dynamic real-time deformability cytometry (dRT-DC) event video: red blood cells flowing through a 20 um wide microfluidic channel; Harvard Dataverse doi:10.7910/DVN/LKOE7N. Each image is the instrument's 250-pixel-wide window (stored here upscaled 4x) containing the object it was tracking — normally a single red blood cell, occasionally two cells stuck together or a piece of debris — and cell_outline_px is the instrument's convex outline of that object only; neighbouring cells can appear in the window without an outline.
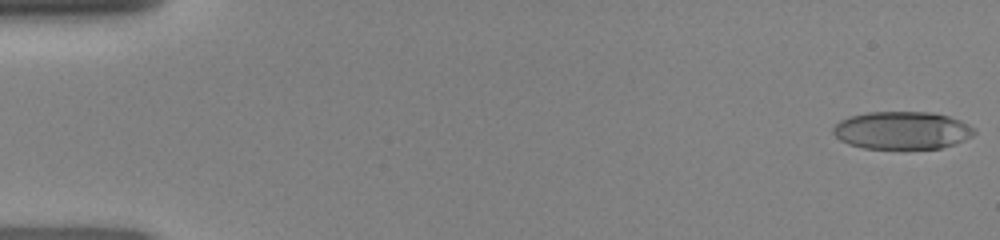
{"species": "human", "species_latin": "Homo sapiens", "temperature_condition": "room temperature", "stored_images_in_passage": 46, "camera_frame_rate_fps": 3000, "um_per_image_px": 0.085, "donor": {"sex": "female"}, "frame": {"image": 1, "passage_image": 1, "time_ms": 0.0, "image_size_px": [1000, 240], "cell_outline_px": [[976, 132], [972, 136], [964, 140], [940, 148], [864, 148], [848, 144], [840, 140], [832, 132], [832, 128], [840, 120], [848, 116], [868, 112], [932, 112], [948, 116], [960, 120], [976, 128]], "centroid_in_image_um": [76.66, 11.07], "position_along_channel_um": 8.3, "area_um2": 31.04}}
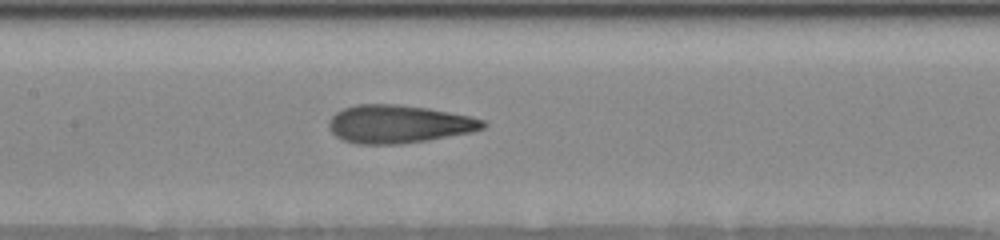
{"frame": {"image": 2, "passage_image": 23, "time_ms": 7.333, "image_size_px": [1000, 240], "cell_outline_px": [[488, 124], [484, 128], [472, 132], [428, 140], [400, 144], [356, 144], [344, 140], [336, 136], [328, 128], [328, 120], [336, 112], [344, 108], [356, 104], [396, 104], [428, 108], [472, 116], [484, 120]], "centroid_in_image_um": [33.89, 10.54], "position_along_channel_um": 173.5, "area_um2": 34.39}}
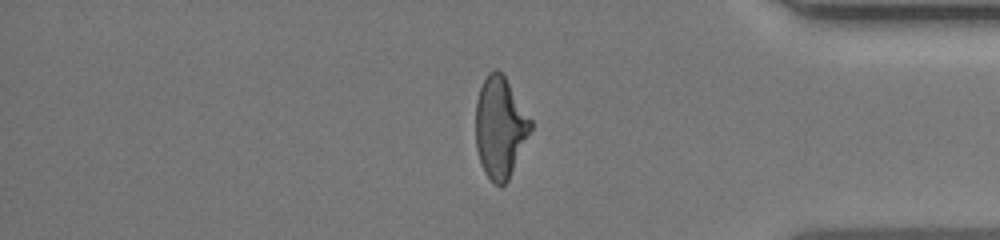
{"frame": {"image": 3, "passage_image": 40, "time_ms": 13.0, "image_size_px": [1000, 240], "cell_outline_px": [[532, 128], [508, 180], [500, 188], [484, 172], [476, 148], [476, 100], [480, 88], [488, 72], [496, 68], [504, 76], [532, 120]], "centroid_in_image_um": [42.5, 10.82], "position_along_channel_um": 392.7, "area_um2": 32.02}}